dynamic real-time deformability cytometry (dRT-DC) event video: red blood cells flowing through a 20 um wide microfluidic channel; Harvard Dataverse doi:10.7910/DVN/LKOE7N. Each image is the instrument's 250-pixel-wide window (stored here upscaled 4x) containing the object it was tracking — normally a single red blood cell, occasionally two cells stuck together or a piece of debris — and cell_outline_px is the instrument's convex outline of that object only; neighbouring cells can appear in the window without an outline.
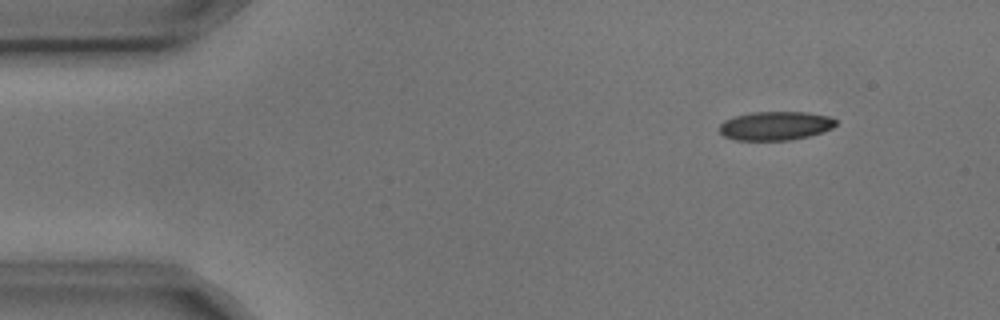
{"species": "common noctule bat (a hibernating species)", "species_latin": "Nyctalus noctula", "temperature_condition": "cold", "stored_images_in_passage": 3, "camera_frame_rate_fps": 3000, "um_per_image_px": 0.085, "animal": {"sex": "male", "body_mass_g": 17.9, "forearm_length_mm": 54.2}, "frame": {"image": 1, "passage_image": 1, "time_ms": 0.0, "image_size_px": [1000, 320], "cell_outline_px": [[836, 124], [832, 128], [808, 136], [792, 140], [736, 140], [724, 136], [720, 132], [720, 124], [724, 120], [736, 116], [752, 112], [808, 112], [828, 116], [836, 120]], "centroid_in_image_um": [65.9, 10.69], "position_along_channel_um": 19.1, "area_um2": 19.42}}
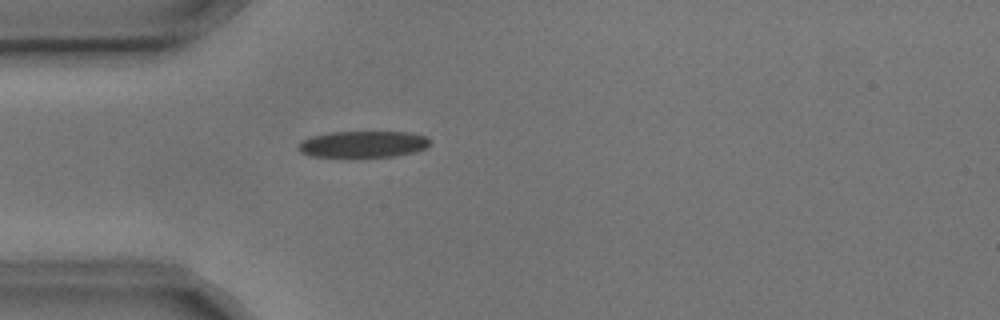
{"frame": {"image": 2, "passage_image": 3, "time_ms": 0.667, "image_size_px": [1000, 320], "cell_outline_px": [[432, 144], [416, 152], [392, 156], [352, 160], [308, 156], [300, 152], [296, 148], [296, 144], [300, 140], [312, 136], [328, 132], [408, 132], [428, 136], [432, 140]], "centroid_in_image_um": [30.79, 12.3], "position_along_channel_um": 54.2, "area_um2": 21.73}}